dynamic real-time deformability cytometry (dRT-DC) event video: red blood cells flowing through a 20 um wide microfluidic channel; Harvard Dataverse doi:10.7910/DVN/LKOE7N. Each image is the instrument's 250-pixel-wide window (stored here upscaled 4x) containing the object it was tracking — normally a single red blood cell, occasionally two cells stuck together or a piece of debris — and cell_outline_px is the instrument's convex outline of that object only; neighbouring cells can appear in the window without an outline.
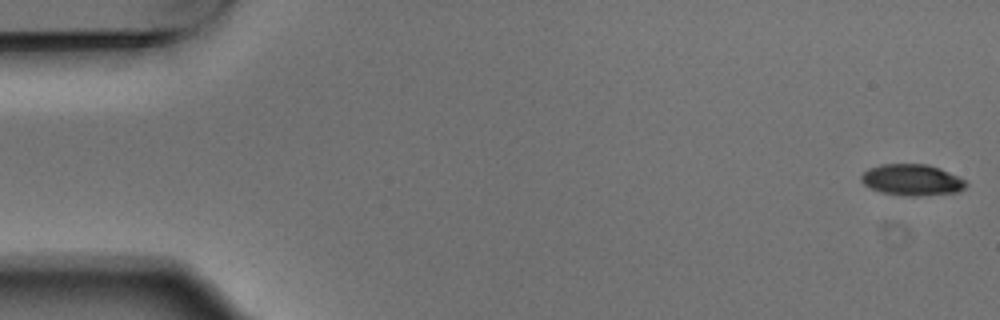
{"species": "Egyptian fruit bat (a non-hibernating species)", "species_latin": "Rousettus aegyptiacus", "temperature_condition": "warm", "stored_images_in_passage": 6, "camera_frame_rate_fps": 3000, "um_per_image_px": 0.085, "animal": {"sex": "male"}, "frame": {"image": 1, "passage_image": 1, "time_ms": 0.0, "image_size_px": [1000, 320], "cell_outline_px": [[968, 184], [964, 188], [956, 192], [916, 196], [904, 196], [880, 192], [864, 184], [860, 180], [860, 176], [868, 168], [880, 164], [928, 164], [940, 168], [964, 180]], "centroid_in_image_um": [77.48, 15.28], "position_along_channel_um": 7.5, "area_um2": 19.02}}
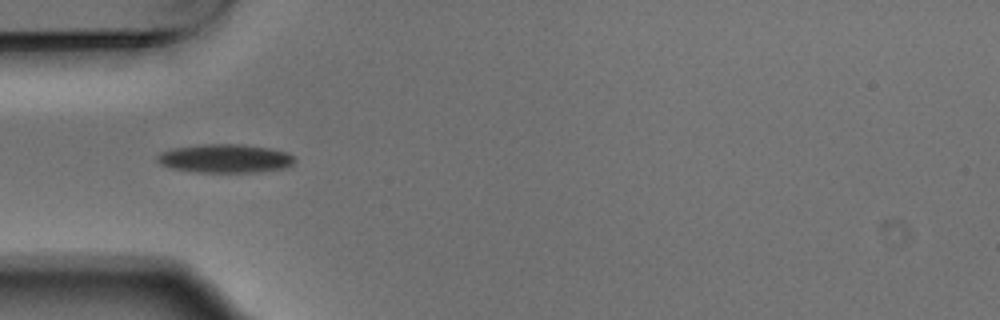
{"frame": {"image": 2, "passage_image": 5, "time_ms": 1.333, "image_size_px": [1000, 320], "cell_outline_px": [[296, 160], [292, 164], [284, 168], [252, 172], [196, 172], [172, 168], [160, 164], [156, 160], [156, 156], [160, 152], [172, 148], [200, 144], [244, 144], [268, 148], [288, 152], [296, 156]], "centroid_in_image_um": [19.13, 13.46], "position_along_channel_um": 65.9, "area_um2": 23.06}}
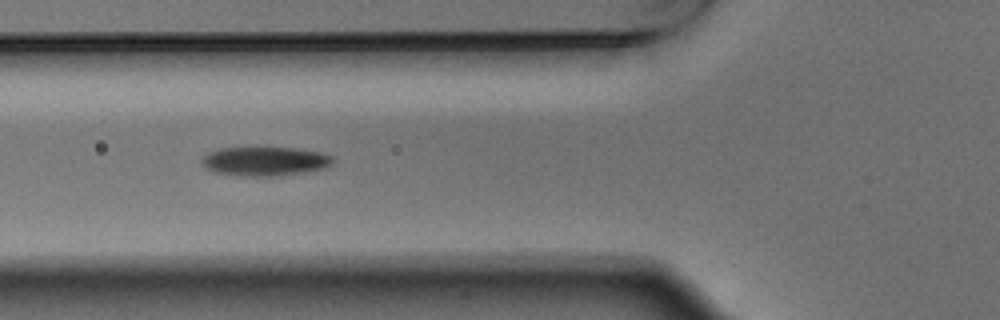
{"frame": {"image": 3, "passage_image": 6, "time_ms": 1.667, "image_size_px": [1000, 320], "cell_outline_px": [[332, 164], [328, 168], [304, 172], [268, 176], [240, 176], [216, 172], [204, 168], [200, 164], [200, 160], [208, 152], [220, 148], [264, 144], [296, 148], [324, 152], [332, 156]], "centroid_in_image_um": [22.49, 13.65], "position_along_channel_um": 103.3, "area_um2": 23.41}}